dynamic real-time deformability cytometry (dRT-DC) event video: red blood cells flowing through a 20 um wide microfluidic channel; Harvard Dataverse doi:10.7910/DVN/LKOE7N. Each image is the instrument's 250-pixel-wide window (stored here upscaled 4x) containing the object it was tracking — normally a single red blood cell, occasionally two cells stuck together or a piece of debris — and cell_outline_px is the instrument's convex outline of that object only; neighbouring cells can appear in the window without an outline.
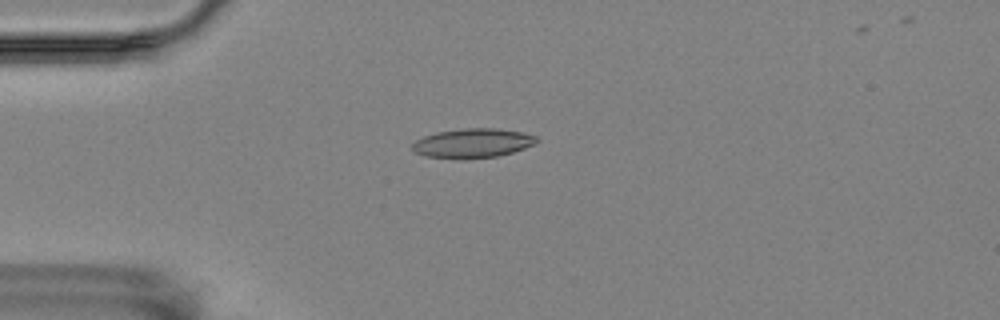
{"species": "Egyptian fruit bat (a non-hibernating species)", "species_latin": "Rousettus aegyptiacus", "temperature_condition": "room temperature", "stored_images_in_passage": 21, "camera_frame_rate_fps": 3000, "um_per_image_px": 0.085, "animal": {"sex": "female"}, "frame": {"image": 1, "passage_image": 9, "time_ms": 2.667, "image_size_px": [1000, 320], "cell_outline_px": [[540, 140], [536, 144], [512, 152], [496, 156], [424, 156], [416, 152], [412, 148], [412, 144], [416, 140], [424, 136], [436, 132], [464, 128], [496, 128], [520, 132], [536, 136]], "centroid_in_image_um": [40.22, 12.12], "position_along_channel_um": 44.8, "area_um2": 20.35}}
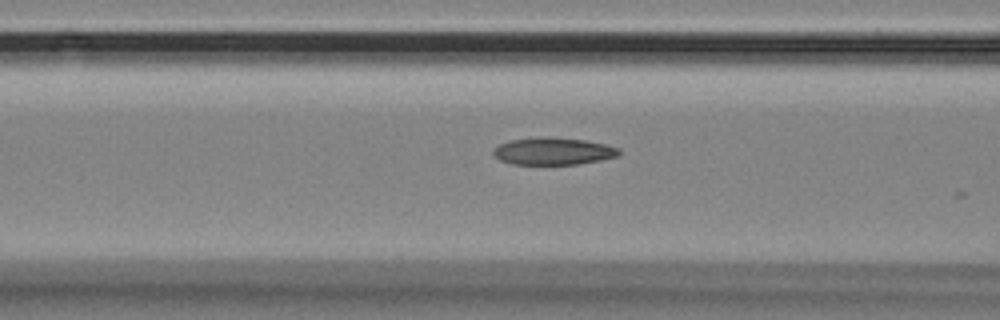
{"frame": {"image": 2, "passage_image": 17, "time_ms": 5.333, "image_size_px": [1000, 320], "cell_outline_px": [[620, 156], [580, 164], [512, 164], [500, 160], [492, 152], [500, 144], [508, 140], [536, 136], [548, 136], [584, 140], [608, 144], [620, 148]], "centroid_in_image_um": [47.06, 12.83], "position_along_channel_um": 119.5, "area_um2": 20.23}}
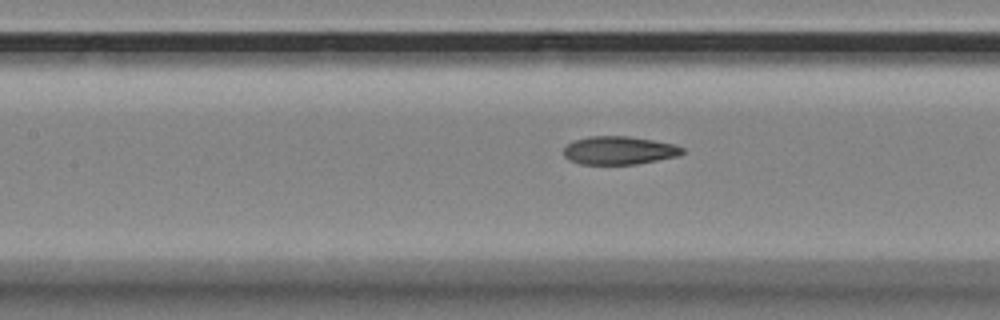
{"frame": {"image": 3, "passage_image": 20, "time_ms": 6.333, "image_size_px": [1000, 320], "cell_outline_px": [[684, 152], [680, 156], [636, 164], [580, 164], [568, 160], [564, 156], [564, 148], [572, 140], [588, 136], [628, 136], [676, 144], [684, 148]], "centroid_in_image_um": [52.63, 12.78], "position_along_channel_um": 154.8, "area_um2": 19.71}}